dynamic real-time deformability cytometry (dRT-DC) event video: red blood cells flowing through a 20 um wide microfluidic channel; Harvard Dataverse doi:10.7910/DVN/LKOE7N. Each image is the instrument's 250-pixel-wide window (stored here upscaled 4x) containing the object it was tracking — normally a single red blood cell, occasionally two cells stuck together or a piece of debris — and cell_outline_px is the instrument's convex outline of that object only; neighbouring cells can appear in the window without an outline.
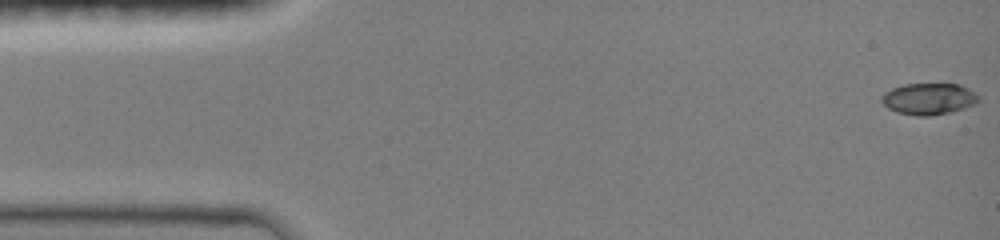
{"species": "common noctule bat (a hibernating species)", "species_latin": "Nyctalus noctula", "temperature_condition": "room temperature", "stored_images_in_passage": 48, "camera_frame_rate_fps": 3000, "um_per_image_px": 0.085, "animal": {"sex": "female", "body_mass_g": 19.0, "forearm_length_mm": 51.5}, "frame": {"image": 1, "passage_image": 1, "time_ms": 0.0, "image_size_px": [1000, 240], "cell_outline_px": [[980, 100], [976, 104], [952, 112], [928, 116], [916, 116], [896, 112], [888, 108], [880, 100], [880, 96], [884, 92], [892, 88], [904, 84], [960, 84], [968, 88], [980, 96]], "centroid_in_image_um": [78.95, 8.4], "position_along_channel_um": 6.1, "area_um2": 18.03}}
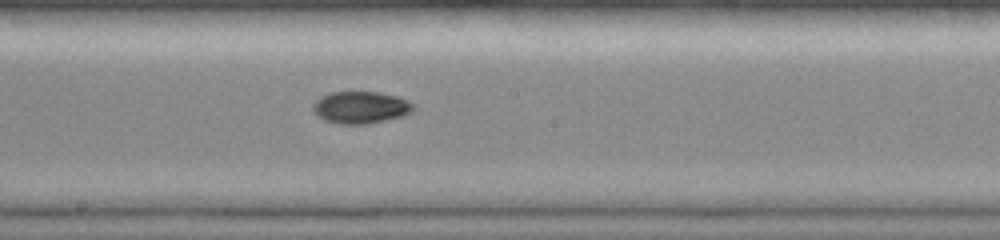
{"frame": {"image": 2, "passage_image": 26, "time_ms": 8.333, "image_size_px": [1000, 240], "cell_outline_px": [[416, 108], [412, 112], [400, 116], [368, 124], [340, 124], [324, 120], [316, 116], [312, 108], [312, 104], [320, 96], [332, 92], [376, 92], [396, 96], [408, 100], [416, 104]], "centroid_in_image_um": [30.65, 9.13], "position_along_channel_um": 217.6, "area_um2": 18.9}}
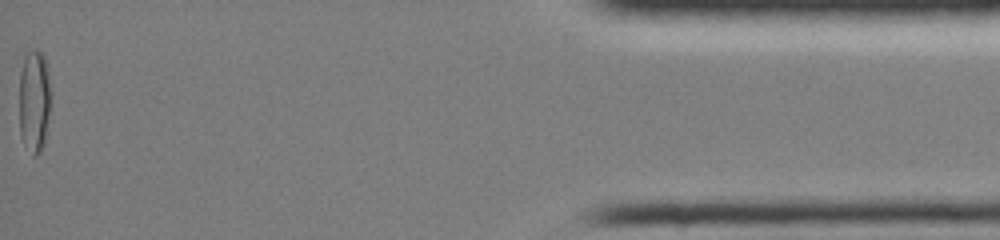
{"frame": {"image": 3, "passage_image": 48, "time_ms": 15.667, "image_size_px": [1000, 240], "cell_outline_px": [[48, 112], [44, 144], [40, 152], [36, 156], [32, 156], [24, 144], [20, 136], [20, 72], [24, 56], [28, 52], [36, 48], [44, 56], [48, 72]], "centroid_in_image_um": [2.87, 8.6], "position_along_channel_um": 432.3, "area_um2": 18.5}, "authors_computed_cell_mechanics": {"area_um2": 18.0336, "velocity_mm_per_s": 4.0573, "shape_relaxation_time_tau1_ms": null, "shape_relaxation_time_tau2_ms": 5.9782, "deformation_change_tau1": null, "deformation_change_tau2": 0.0776}}